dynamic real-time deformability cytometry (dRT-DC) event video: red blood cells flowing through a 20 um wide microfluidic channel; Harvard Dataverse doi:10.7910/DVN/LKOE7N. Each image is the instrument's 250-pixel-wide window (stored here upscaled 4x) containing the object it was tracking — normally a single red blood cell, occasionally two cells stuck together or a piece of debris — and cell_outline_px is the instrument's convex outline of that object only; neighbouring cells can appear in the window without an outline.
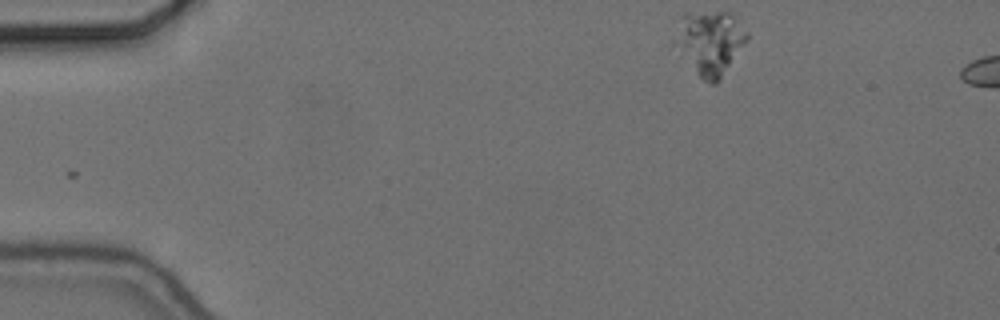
{"species": "common noctule bat (a hibernating species)", "species_latin": "Nyctalus noctula", "temperature_condition": "cold", "stored_images_in_passage": 6, "camera_frame_rate_fps": 3000, "um_per_image_px": 0.085, "animal": {"sex": "female", "body_mass_g": 24.6, "forearm_length_mm": 56.2}, "frame": {"image": 1, "passage_image": 1, "time_ms": 0.0, "image_size_px": [1000, 320], "cell_outline_px": [[748, 40], [720, 80], [716, 84], [712, 84], [704, 80], [696, 72], [672, 44], [672, 40], [680, 16], [684, 12], [728, 12], [732, 16], [748, 36]], "centroid_in_image_um": [60.28, 3.61], "position_along_channel_um": 24.7, "area_um2": 26.88}}